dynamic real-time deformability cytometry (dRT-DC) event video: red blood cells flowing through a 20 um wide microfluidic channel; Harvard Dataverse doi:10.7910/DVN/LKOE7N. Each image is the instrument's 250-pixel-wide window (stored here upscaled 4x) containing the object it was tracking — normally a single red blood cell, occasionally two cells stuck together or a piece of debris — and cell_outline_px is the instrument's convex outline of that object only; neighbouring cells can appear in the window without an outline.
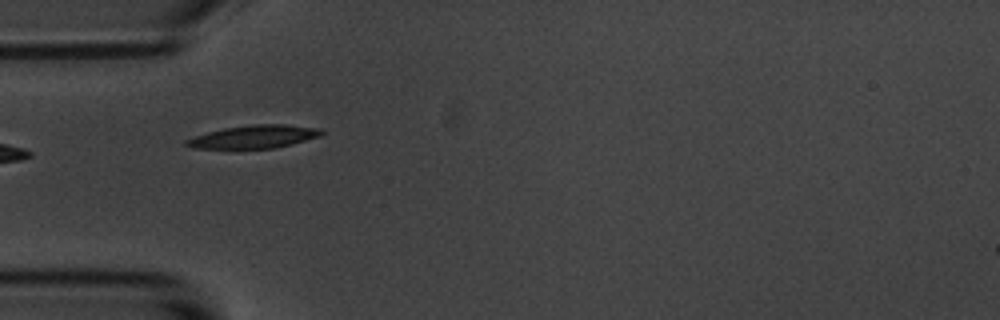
{"species": "common noctule bat (a hibernating species)", "species_latin": "Nyctalus noctula", "temperature_condition": "room temperature", "stored_images_in_passage": 2, "camera_frame_rate_fps": 3000, "um_per_image_px": 0.085, "animal": {"sex": "male", "body_mass_g": 20.1, "forearm_length_mm": 53.5}, "frame": {"image": 1, "passage_image": 1, "time_ms": 0.0, "image_size_px": [1000, 320], "cell_outline_px": [[328, 132], [320, 136], [292, 144], [276, 148], [192, 148], [184, 144], [184, 140], [208, 132], [224, 128], [252, 124], [284, 124], [324, 128]], "centroid_in_image_um": [21.68, 11.61], "position_along_channel_um": 63.3, "area_um2": 18.26}}